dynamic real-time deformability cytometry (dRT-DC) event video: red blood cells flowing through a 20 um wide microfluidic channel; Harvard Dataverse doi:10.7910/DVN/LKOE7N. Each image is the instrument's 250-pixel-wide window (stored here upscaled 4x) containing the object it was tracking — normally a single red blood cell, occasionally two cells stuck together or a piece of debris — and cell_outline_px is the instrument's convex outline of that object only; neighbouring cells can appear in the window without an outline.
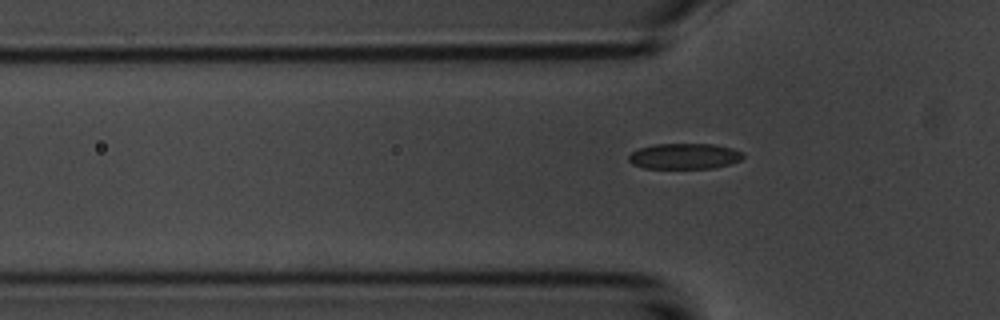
{"species": "common noctule bat (a hibernating species)", "species_latin": "Nyctalus noctula", "temperature_condition": "room temperature", "stored_images_in_passage": 4, "camera_frame_rate_fps": 3000, "um_per_image_px": 0.085, "animal": {"sex": "male", "body_mass_g": 20.1, "forearm_length_mm": 53.5}, "frame": {"image": 1, "passage_image": 4, "time_ms": 4.333, "image_size_px": [1000, 320], "cell_outline_px": [[744, 156], [740, 160], [732, 164], [716, 168], [644, 168], [632, 164], [628, 160], [628, 156], [632, 152], [640, 148], [652, 144], [712, 144], [732, 148], [744, 152]], "centroid_in_image_um": [58.2, 13.28], "position_along_channel_um": 67.6, "area_um2": 17.28}}